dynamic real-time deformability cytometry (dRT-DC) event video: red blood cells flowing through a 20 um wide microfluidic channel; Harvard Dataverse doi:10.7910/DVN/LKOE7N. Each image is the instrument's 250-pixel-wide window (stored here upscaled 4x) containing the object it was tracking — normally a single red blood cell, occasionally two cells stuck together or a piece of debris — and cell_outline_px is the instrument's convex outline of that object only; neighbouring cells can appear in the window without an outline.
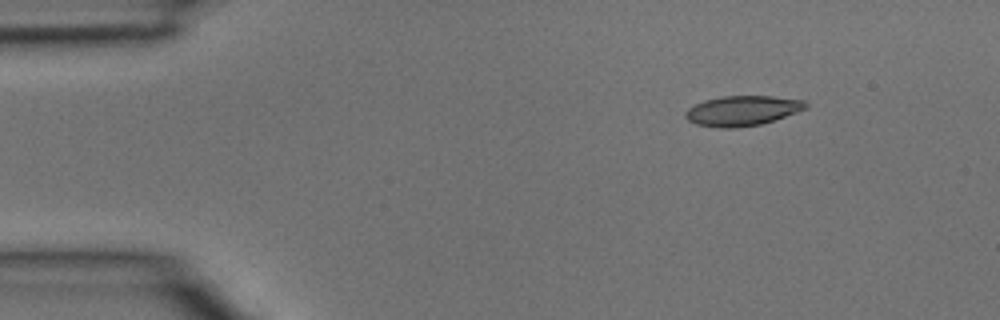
{"species": "common noctule bat (a hibernating species)", "species_latin": "Nyctalus noctula", "temperature_condition": "room temperature", "stored_images_in_passage": 2, "camera_frame_rate_fps": 3000, "um_per_image_px": 0.085, "animal": {"sex": "male", "body_mass_g": 15.6}, "frame": {"image": 1, "passage_image": 1, "time_ms": 0.0, "image_size_px": [1000, 320], "cell_outline_px": [[808, 108], [760, 124], [736, 128], [720, 128], [696, 124], [688, 120], [684, 116], [684, 112], [688, 108], [704, 100], [720, 96], [772, 96], [804, 100], [808, 104]], "centroid_in_image_um": [63.07, 9.4], "position_along_channel_um": 21.9, "area_um2": 20.98}}
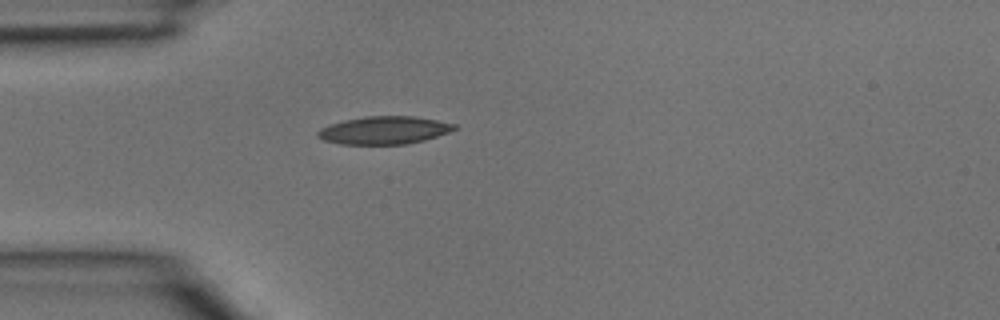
{"frame": {"image": 2, "passage_image": 2, "time_ms": 0.333, "image_size_px": [1000, 320], "cell_outline_px": [[456, 128], [448, 132], [424, 140], [404, 144], [340, 144], [324, 140], [316, 136], [316, 132], [320, 128], [328, 124], [344, 120], [364, 116], [416, 116], [456, 124]], "centroid_in_image_um": [32.6, 11.06], "position_along_channel_um": 52.4, "area_um2": 22.14}}